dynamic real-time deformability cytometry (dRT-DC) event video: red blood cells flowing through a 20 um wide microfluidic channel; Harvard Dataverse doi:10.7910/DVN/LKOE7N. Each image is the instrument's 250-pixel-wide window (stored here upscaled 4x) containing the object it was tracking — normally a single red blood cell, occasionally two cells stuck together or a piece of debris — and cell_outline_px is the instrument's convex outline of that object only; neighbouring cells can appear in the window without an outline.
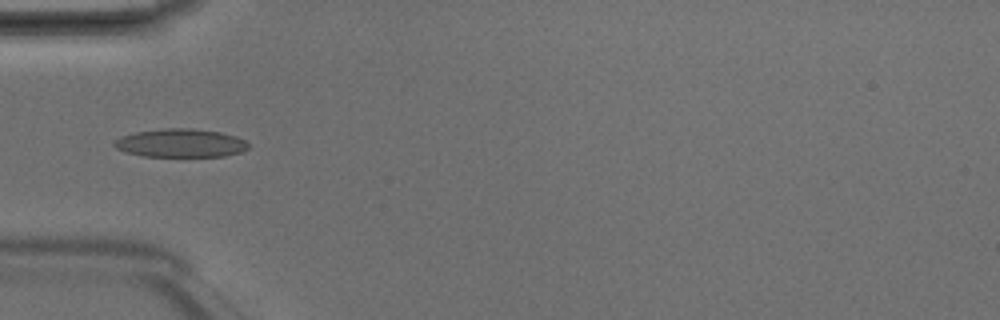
{"species": "Egyptian fruit bat (a non-hibernating species)", "species_latin": "Rousettus aegyptiacus", "temperature_condition": "room temperature", "stored_images_in_passage": 4, "camera_frame_rate_fps": 3000, "um_per_image_px": 0.085, "animal": {"sex": "male"}, "frame": {"image": 1, "passage_image": 4, "time_ms": 1.0, "image_size_px": [1000, 320], "cell_outline_px": [[248, 148], [240, 152], [224, 156], [144, 156], [124, 152], [116, 148], [112, 144], [120, 136], [136, 132], [168, 128], [192, 128], [220, 132], [236, 136], [244, 140], [248, 144]], "centroid_in_image_um": [15.33, 12.16], "position_along_channel_um": 69.7, "area_um2": 22.08}}